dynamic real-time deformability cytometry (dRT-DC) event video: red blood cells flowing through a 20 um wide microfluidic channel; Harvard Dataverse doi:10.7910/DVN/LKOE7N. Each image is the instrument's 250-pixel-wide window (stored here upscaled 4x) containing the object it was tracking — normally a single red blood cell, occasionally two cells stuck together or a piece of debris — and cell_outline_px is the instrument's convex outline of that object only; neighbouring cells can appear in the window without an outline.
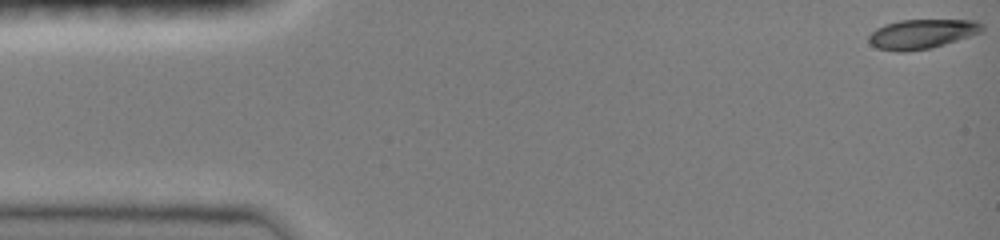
{"species": "common noctule bat (a hibernating species)", "species_latin": "Nyctalus noctula", "temperature_condition": "room temperature", "stored_images_in_passage": 45, "camera_frame_rate_fps": 3000, "um_per_image_px": 0.085, "animal": {"sex": "female", "body_mass_g": 19.0, "forearm_length_mm": 51.5}, "frame": {"image": 1, "passage_image": 1, "time_ms": 0.0, "image_size_px": [1000, 240], "cell_outline_px": [[984, 32], [932, 48], [904, 52], [896, 52], [876, 48], [868, 40], [868, 36], [876, 28], [884, 24], [900, 20], [976, 20], [984, 24]], "centroid_in_image_um": [78.39, 2.89], "position_along_channel_um": 6.6, "area_um2": 19.77}}
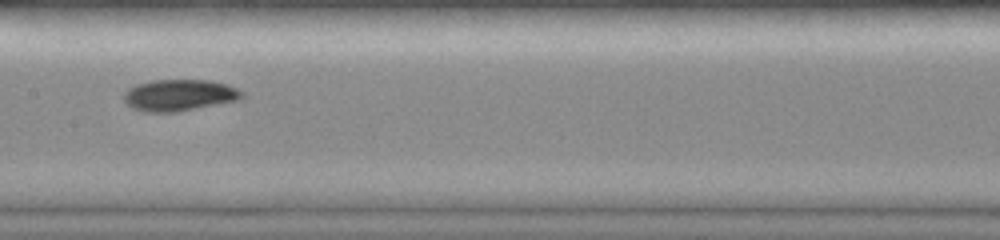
{"frame": {"image": 2, "passage_image": 24, "time_ms": 7.667, "image_size_px": [1000, 240], "cell_outline_px": [[244, 96], [240, 100], [176, 112], [144, 112], [132, 108], [124, 100], [124, 92], [128, 88], [136, 84], [152, 80], [208, 80], [228, 84], [244, 92]], "centroid_in_image_um": [15.25, 8.09], "position_along_channel_um": 192.2, "area_um2": 21.85}}
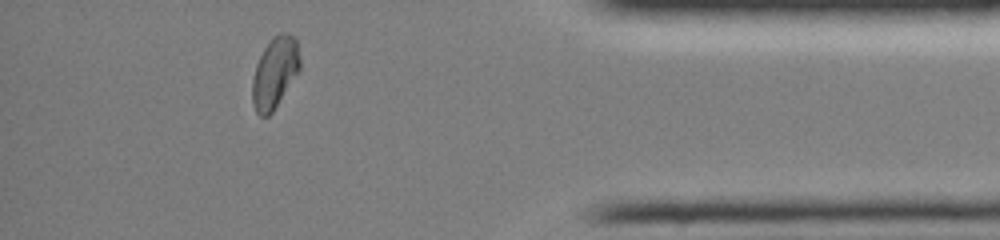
{"frame": {"image": 3, "passage_image": 42, "time_ms": 13.667, "image_size_px": [1000, 240], "cell_outline_px": [[300, 72], [272, 112], [268, 116], [260, 116], [256, 112], [252, 104], [252, 80], [256, 64], [264, 48], [272, 36], [280, 32], [288, 32], [296, 40], [300, 60]], "centroid_in_image_um": [23.36, 6.17], "position_along_channel_um": 411.8, "area_um2": 19.94}, "authors_computed_cell_mechanics": {"area_um2": 19.941, "velocity_mm_per_s": 4.0633, "shape_relaxation_time_tau1_ms": 5.1775, "shape_relaxation_time_tau2_ms": null, "deformation_change_tau1": 0.148, "deformation_change_tau2": null}}